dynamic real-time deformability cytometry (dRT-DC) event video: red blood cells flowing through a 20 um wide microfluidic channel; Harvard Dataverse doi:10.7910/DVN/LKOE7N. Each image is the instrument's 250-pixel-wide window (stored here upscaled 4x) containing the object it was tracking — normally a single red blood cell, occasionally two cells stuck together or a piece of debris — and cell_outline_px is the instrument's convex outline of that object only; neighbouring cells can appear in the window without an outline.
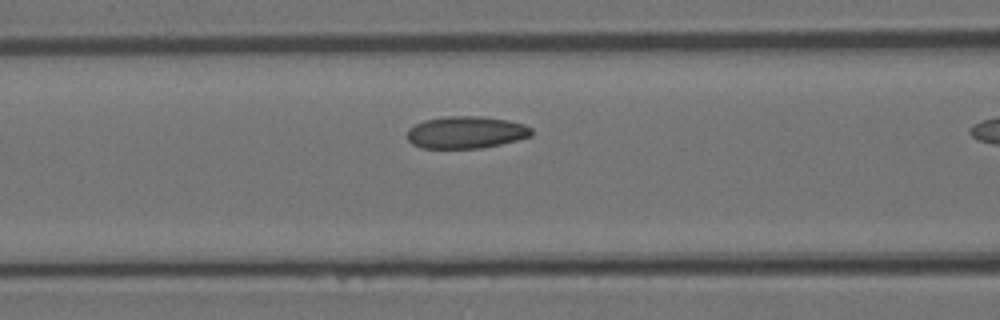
{"species": "Egyptian fruit bat (a non-hibernating species)", "species_latin": "Rousettus aegyptiacus", "temperature_condition": "room temperature", "stored_images_in_passage": 15, "camera_frame_rate_fps": 3000, "um_per_image_px": 0.085, "animal": {"sex": "female"}, "frame": {"image": 1, "passage_image": 11, "time_ms": 3.333, "image_size_px": [1000, 320], "cell_outline_px": [[532, 136], [500, 144], [480, 148], [420, 148], [412, 144], [408, 140], [408, 128], [424, 120], [444, 116], [484, 116], [508, 120], [524, 124], [532, 128]], "centroid_in_image_um": [39.61, 11.24], "position_along_channel_um": 127.0, "area_um2": 23.41}}